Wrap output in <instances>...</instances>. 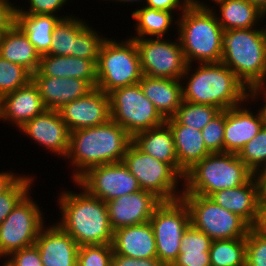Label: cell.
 <instances>
[{
    "label": "cell",
    "instance_id": "1",
    "mask_svg": "<svg viewBox=\"0 0 266 266\" xmlns=\"http://www.w3.org/2000/svg\"><path fill=\"white\" fill-rule=\"evenodd\" d=\"M80 192L63 190L57 205L60 207L61 221L56 224L68 233L79 245L113 243L114 231L109 223L106 202L90 195L74 181Z\"/></svg>",
    "mask_w": 266,
    "mask_h": 266
},
{
    "label": "cell",
    "instance_id": "2",
    "mask_svg": "<svg viewBox=\"0 0 266 266\" xmlns=\"http://www.w3.org/2000/svg\"><path fill=\"white\" fill-rule=\"evenodd\" d=\"M131 142L128 132L112 119L105 124L71 131L65 160L75 169L72 180L76 181L93 166L122 162Z\"/></svg>",
    "mask_w": 266,
    "mask_h": 266
},
{
    "label": "cell",
    "instance_id": "3",
    "mask_svg": "<svg viewBox=\"0 0 266 266\" xmlns=\"http://www.w3.org/2000/svg\"><path fill=\"white\" fill-rule=\"evenodd\" d=\"M188 64L181 77L183 100L227 110L247 103L248 89L235 73L221 62ZM187 79V80H186Z\"/></svg>",
    "mask_w": 266,
    "mask_h": 266
},
{
    "label": "cell",
    "instance_id": "4",
    "mask_svg": "<svg viewBox=\"0 0 266 266\" xmlns=\"http://www.w3.org/2000/svg\"><path fill=\"white\" fill-rule=\"evenodd\" d=\"M180 15L176 32L187 64L221 62L224 30L210 4L188 0Z\"/></svg>",
    "mask_w": 266,
    "mask_h": 266
},
{
    "label": "cell",
    "instance_id": "5",
    "mask_svg": "<svg viewBox=\"0 0 266 266\" xmlns=\"http://www.w3.org/2000/svg\"><path fill=\"white\" fill-rule=\"evenodd\" d=\"M223 32L221 63L230 68L247 89L266 84V25Z\"/></svg>",
    "mask_w": 266,
    "mask_h": 266
},
{
    "label": "cell",
    "instance_id": "6",
    "mask_svg": "<svg viewBox=\"0 0 266 266\" xmlns=\"http://www.w3.org/2000/svg\"><path fill=\"white\" fill-rule=\"evenodd\" d=\"M255 174L234 153H211L189 169L182 194L209 197L219 190L246 184Z\"/></svg>",
    "mask_w": 266,
    "mask_h": 266
},
{
    "label": "cell",
    "instance_id": "7",
    "mask_svg": "<svg viewBox=\"0 0 266 266\" xmlns=\"http://www.w3.org/2000/svg\"><path fill=\"white\" fill-rule=\"evenodd\" d=\"M96 66V87L106 93L138 84L143 76L138 48L130 38L119 42L107 37L100 48Z\"/></svg>",
    "mask_w": 266,
    "mask_h": 266
},
{
    "label": "cell",
    "instance_id": "8",
    "mask_svg": "<svg viewBox=\"0 0 266 266\" xmlns=\"http://www.w3.org/2000/svg\"><path fill=\"white\" fill-rule=\"evenodd\" d=\"M122 162L137 178L142 190L153 193L161 201L181 198L183 178L168 163L144 153L133 142L128 146ZM180 182L182 189L178 188Z\"/></svg>",
    "mask_w": 266,
    "mask_h": 266
},
{
    "label": "cell",
    "instance_id": "9",
    "mask_svg": "<svg viewBox=\"0 0 266 266\" xmlns=\"http://www.w3.org/2000/svg\"><path fill=\"white\" fill-rule=\"evenodd\" d=\"M108 95L111 119L125 129L131 137L166 121L144 95L139 83L119 87Z\"/></svg>",
    "mask_w": 266,
    "mask_h": 266
},
{
    "label": "cell",
    "instance_id": "10",
    "mask_svg": "<svg viewBox=\"0 0 266 266\" xmlns=\"http://www.w3.org/2000/svg\"><path fill=\"white\" fill-rule=\"evenodd\" d=\"M181 198L189 208L191 224L212 240L246 238L250 226L210 197L182 194Z\"/></svg>",
    "mask_w": 266,
    "mask_h": 266
},
{
    "label": "cell",
    "instance_id": "11",
    "mask_svg": "<svg viewBox=\"0 0 266 266\" xmlns=\"http://www.w3.org/2000/svg\"><path fill=\"white\" fill-rule=\"evenodd\" d=\"M149 222L155 235L157 259L164 266H171L179 254L182 236L191 224L189 208L182 198L162 201Z\"/></svg>",
    "mask_w": 266,
    "mask_h": 266
},
{
    "label": "cell",
    "instance_id": "12",
    "mask_svg": "<svg viewBox=\"0 0 266 266\" xmlns=\"http://www.w3.org/2000/svg\"><path fill=\"white\" fill-rule=\"evenodd\" d=\"M29 192L0 224V259L35 245L44 225V213Z\"/></svg>",
    "mask_w": 266,
    "mask_h": 266
},
{
    "label": "cell",
    "instance_id": "13",
    "mask_svg": "<svg viewBox=\"0 0 266 266\" xmlns=\"http://www.w3.org/2000/svg\"><path fill=\"white\" fill-rule=\"evenodd\" d=\"M138 48L143 75L159 78L181 79L187 62L180 40L156 38H130Z\"/></svg>",
    "mask_w": 266,
    "mask_h": 266
},
{
    "label": "cell",
    "instance_id": "14",
    "mask_svg": "<svg viewBox=\"0 0 266 266\" xmlns=\"http://www.w3.org/2000/svg\"><path fill=\"white\" fill-rule=\"evenodd\" d=\"M76 182L104 202L141 190L137 178L123 162L93 166Z\"/></svg>",
    "mask_w": 266,
    "mask_h": 266
},
{
    "label": "cell",
    "instance_id": "15",
    "mask_svg": "<svg viewBox=\"0 0 266 266\" xmlns=\"http://www.w3.org/2000/svg\"><path fill=\"white\" fill-rule=\"evenodd\" d=\"M69 131L105 124L110 117L108 93L97 87L58 110Z\"/></svg>",
    "mask_w": 266,
    "mask_h": 266
},
{
    "label": "cell",
    "instance_id": "16",
    "mask_svg": "<svg viewBox=\"0 0 266 266\" xmlns=\"http://www.w3.org/2000/svg\"><path fill=\"white\" fill-rule=\"evenodd\" d=\"M19 131L29 136L58 157L66 158L69 151L70 131L61 119L58 110L46 109L27 121Z\"/></svg>",
    "mask_w": 266,
    "mask_h": 266
},
{
    "label": "cell",
    "instance_id": "17",
    "mask_svg": "<svg viewBox=\"0 0 266 266\" xmlns=\"http://www.w3.org/2000/svg\"><path fill=\"white\" fill-rule=\"evenodd\" d=\"M161 202L153 193L142 189L106 202L111 228L115 231L149 222Z\"/></svg>",
    "mask_w": 266,
    "mask_h": 266
},
{
    "label": "cell",
    "instance_id": "18",
    "mask_svg": "<svg viewBox=\"0 0 266 266\" xmlns=\"http://www.w3.org/2000/svg\"><path fill=\"white\" fill-rule=\"evenodd\" d=\"M46 109L37 85L31 80L27 85L0 98V121H9L19 129Z\"/></svg>",
    "mask_w": 266,
    "mask_h": 266
},
{
    "label": "cell",
    "instance_id": "19",
    "mask_svg": "<svg viewBox=\"0 0 266 266\" xmlns=\"http://www.w3.org/2000/svg\"><path fill=\"white\" fill-rule=\"evenodd\" d=\"M52 224L40 230L35 242L43 266H76L79 245L57 224Z\"/></svg>",
    "mask_w": 266,
    "mask_h": 266
},
{
    "label": "cell",
    "instance_id": "20",
    "mask_svg": "<svg viewBox=\"0 0 266 266\" xmlns=\"http://www.w3.org/2000/svg\"><path fill=\"white\" fill-rule=\"evenodd\" d=\"M243 104L225 110L224 153L238 154L262 129L259 113Z\"/></svg>",
    "mask_w": 266,
    "mask_h": 266
},
{
    "label": "cell",
    "instance_id": "21",
    "mask_svg": "<svg viewBox=\"0 0 266 266\" xmlns=\"http://www.w3.org/2000/svg\"><path fill=\"white\" fill-rule=\"evenodd\" d=\"M47 109L59 110L63 105L85 96L94 87L78 78L32 76Z\"/></svg>",
    "mask_w": 266,
    "mask_h": 266
},
{
    "label": "cell",
    "instance_id": "22",
    "mask_svg": "<svg viewBox=\"0 0 266 266\" xmlns=\"http://www.w3.org/2000/svg\"><path fill=\"white\" fill-rule=\"evenodd\" d=\"M217 205L238 215L250 227L258 217L259 184L255 175L244 185L216 191L209 196Z\"/></svg>",
    "mask_w": 266,
    "mask_h": 266
},
{
    "label": "cell",
    "instance_id": "23",
    "mask_svg": "<svg viewBox=\"0 0 266 266\" xmlns=\"http://www.w3.org/2000/svg\"><path fill=\"white\" fill-rule=\"evenodd\" d=\"M113 252L135 259L157 258L155 235L150 222L114 231Z\"/></svg>",
    "mask_w": 266,
    "mask_h": 266
},
{
    "label": "cell",
    "instance_id": "24",
    "mask_svg": "<svg viewBox=\"0 0 266 266\" xmlns=\"http://www.w3.org/2000/svg\"><path fill=\"white\" fill-rule=\"evenodd\" d=\"M32 76L78 78L88 81L94 88L98 83L96 63L70 55H41L39 69Z\"/></svg>",
    "mask_w": 266,
    "mask_h": 266
},
{
    "label": "cell",
    "instance_id": "25",
    "mask_svg": "<svg viewBox=\"0 0 266 266\" xmlns=\"http://www.w3.org/2000/svg\"><path fill=\"white\" fill-rule=\"evenodd\" d=\"M181 79L159 78L143 75L139 81L144 95L154 104L166 120L172 118L183 102Z\"/></svg>",
    "mask_w": 266,
    "mask_h": 266
},
{
    "label": "cell",
    "instance_id": "26",
    "mask_svg": "<svg viewBox=\"0 0 266 266\" xmlns=\"http://www.w3.org/2000/svg\"><path fill=\"white\" fill-rule=\"evenodd\" d=\"M132 142L144 153L168 163L184 179L186 173L178 165L173 134L166 122L137 133Z\"/></svg>",
    "mask_w": 266,
    "mask_h": 266
},
{
    "label": "cell",
    "instance_id": "27",
    "mask_svg": "<svg viewBox=\"0 0 266 266\" xmlns=\"http://www.w3.org/2000/svg\"><path fill=\"white\" fill-rule=\"evenodd\" d=\"M165 122L173 134L178 165L185 173L211 154L205 146L201 130L180 125L173 118H168Z\"/></svg>",
    "mask_w": 266,
    "mask_h": 266
},
{
    "label": "cell",
    "instance_id": "28",
    "mask_svg": "<svg viewBox=\"0 0 266 266\" xmlns=\"http://www.w3.org/2000/svg\"><path fill=\"white\" fill-rule=\"evenodd\" d=\"M0 56L22 65L32 74L39 69L41 55L29 41L28 36L16 24L3 34Z\"/></svg>",
    "mask_w": 266,
    "mask_h": 266
},
{
    "label": "cell",
    "instance_id": "29",
    "mask_svg": "<svg viewBox=\"0 0 266 266\" xmlns=\"http://www.w3.org/2000/svg\"><path fill=\"white\" fill-rule=\"evenodd\" d=\"M219 13L212 9L224 31L230 29H250L260 26L266 15L248 0H219Z\"/></svg>",
    "mask_w": 266,
    "mask_h": 266
},
{
    "label": "cell",
    "instance_id": "30",
    "mask_svg": "<svg viewBox=\"0 0 266 266\" xmlns=\"http://www.w3.org/2000/svg\"><path fill=\"white\" fill-rule=\"evenodd\" d=\"M69 17L46 14H24L16 9V25L28 36L40 55L50 51L53 31L62 18Z\"/></svg>",
    "mask_w": 266,
    "mask_h": 266
},
{
    "label": "cell",
    "instance_id": "31",
    "mask_svg": "<svg viewBox=\"0 0 266 266\" xmlns=\"http://www.w3.org/2000/svg\"><path fill=\"white\" fill-rule=\"evenodd\" d=\"M131 17L136 22L134 27L137 25L135 27L136 32H134L137 36L134 34L129 38H164L169 31L168 29H172V25L177 26V19L173 20L172 12L159 11L146 6L134 10Z\"/></svg>",
    "mask_w": 266,
    "mask_h": 266
},
{
    "label": "cell",
    "instance_id": "32",
    "mask_svg": "<svg viewBox=\"0 0 266 266\" xmlns=\"http://www.w3.org/2000/svg\"><path fill=\"white\" fill-rule=\"evenodd\" d=\"M69 15L62 18L53 31V41L47 54L74 56L75 38L88 26L81 18Z\"/></svg>",
    "mask_w": 266,
    "mask_h": 266
},
{
    "label": "cell",
    "instance_id": "33",
    "mask_svg": "<svg viewBox=\"0 0 266 266\" xmlns=\"http://www.w3.org/2000/svg\"><path fill=\"white\" fill-rule=\"evenodd\" d=\"M209 256L211 266H246V238L213 240Z\"/></svg>",
    "mask_w": 266,
    "mask_h": 266
},
{
    "label": "cell",
    "instance_id": "34",
    "mask_svg": "<svg viewBox=\"0 0 266 266\" xmlns=\"http://www.w3.org/2000/svg\"><path fill=\"white\" fill-rule=\"evenodd\" d=\"M221 110L216 106L184 101L172 117L178 124L202 130Z\"/></svg>",
    "mask_w": 266,
    "mask_h": 266
},
{
    "label": "cell",
    "instance_id": "35",
    "mask_svg": "<svg viewBox=\"0 0 266 266\" xmlns=\"http://www.w3.org/2000/svg\"><path fill=\"white\" fill-rule=\"evenodd\" d=\"M32 80V73L22 65L13 63L0 56V98L16 89L27 85Z\"/></svg>",
    "mask_w": 266,
    "mask_h": 266
},
{
    "label": "cell",
    "instance_id": "36",
    "mask_svg": "<svg viewBox=\"0 0 266 266\" xmlns=\"http://www.w3.org/2000/svg\"><path fill=\"white\" fill-rule=\"evenodd\" d=\"M237 155L254 174L266 168V128L262 127Z\"/></svg>",
    "mask_w": 266,
    "mask_h": 266
},
{
    "label": "cell",
    "instance_id": "37",
    "mask_svg": "<svg viewBox=\"0 0 266 266\" xmlns=\"http://www.w3.org/2000/svg\"><path fill=\"white\" fill-rule=\"evenodd\" d=\"M33 178L35 177L23 174L5 192L0 194V224L31 191Z\"/></svg>",
    "mask_w": 266,
    "mask_h": 266
},
{
    "label": "cell",
    "instance_id": "38",
    "mask_svg": "<svg viewBox=\"0 0 266 266\" xmlns=\"http://www.w3.org/2000/svg\"><path fill=\"white\" fill-rule=\"evenodd\" d=\"M97 32L96 29L88 25L75 38L74 57L93 60L97 64L100 48L107 39Z\"/></svg>",
    "mask_w": 266,
    "mask_h": 266
},
{
    "label": "cell",
    "instance_id": "39",
    "mask_svg": "<svg viewBox=\"0 0 266 266\" xmlns=\"http://www.w3.org/2000/svg\"><path fill=\"white\" fill-rule=\"evenodd\" d=\"M112 255V245H82L78 249L76 266H111Z\"/></svg>",
    "mask_w": 266,
    "mask_h": 266
},
{
    "label": "cell",
    "instance_id": "40",
    "mask_svg": "<svg viewBox=\"0 0 266 266\" xmlns=\"http://www.w3.org/2000/svg\"><path fill=\"white\" fill-rule=\"evenodd\" d=\"M225 110H221L201 130L206 148L211 153H224Z\"/></svg>",
    "mask_w": 266,
    "mask_h": 266
},
{
    "label": "cell",
    "instance_id": "41",
    "mask_svg": "<svg viewBox=\"0 0 266 266\" xmlns=\"http://www.w3.org/2000/svg\"><path fill=\"white\" fill-rule=\"evenodd\" d=\"M246 266H266V235L250 227L246 236Z\"/></svg>",
    "mask_w": 266,
    "mask_h": 266
},
{
    "label": "cell",
    "instance_id": "42",
    "mask_svg": "<svg viewBox=\"0 0 266 266\" xmlns=\"http://www.w3.org/2000/svg\"><path fill=\"white\" fill-rule=\"evenodd\" d=\"M212 239L192 224L184 232L179 253H209Z\"/></svg>",
    "mask_w": 266,
    "mask_h": 266
},
{
    "label": "cell",
    "instance_id": "43",
    "mask_svg": "<svg viewBox=\"0 0 266 266\" xmlns=\"http://www.w3.org/2000/svg\"><path fill=\"white\" fill-rule=\"evenodd\" d=\"M3 266H43L36 245L16 250L4 258Z\"/></svg>",
    "mask_w": 266,
    "mask_h": 266
},
{
    "label": "cell",
    "instance_id": "44",
    "mask_svg": "<svg viewBox=\"0 0 266 266\" xmlns=\"http://www.w3.org/2000/svg\"><path fill=\"white\" fill-rule=\"evenodd\" d=\"M68 0H29V9L17 7V9L24 14H46L58 15L63 5H67Z\"/></svg>",
    "mask_w": 266,
    "mask_h": 266
},
{
    "label": "cell",
    "instance_id": "45",
    "mask_svg": "<svg viewBox=\"0 0 266 266\" xmlns=\"http://www.w3.org/2000/svg\"><path fill=\"white\" fill-rule=\"evenodd\" d=\"M18 5L0 0V31L3 33L10 30L16 23V9Z\"/></svg>",
    "mask_w": 266,
    "mask_h": 266
},
{
    "label": "cell",
    "instance_id": "46",
    "mask_svg": "<svg viewBox=\"0 0 266 266\" xmlns=\"http://www.w3.org/2000/svg\"><path fill=\"white\" fill-rule=\"evenodd\" d=\"M171 266H211L209 253H179Z\"/></svg>",
    "mask_w": 266,
    "mask_h": 266
},
{
    "label": "cell",
    "instance_id": "47",
    "mask_svg": "<svg viewBox=\"0 0 266 266\" xmlns=\"http://www.w3.org/2000/svg\"><path fill=\"white\" fill-rule=\"evenodd\" d=\"M111 266H164L157 258L135 259L113 252Z\"/></svg>",
    "mask_w": 266,
    "mask_h": 266
},
{
    "label": "cell",
    "instance_id": "48",
    "mask_svg": "<svg viewBox=\"0 0 266 266\" xmlns=\"http://www.w3.org/2000/svg\"><path fill=\"white\" fill-rule=\"evenodd\" d=\"M145 6L159 11H169L173 14L178 10L181 12L179 14H182L188 6V0H147Z\"/></svg>",
    "mask_w": 266,
    "mask_h": 266
},
{
    "label": "cell",
    "instance_id": "49",
    "mask_svg": "<svg viewBox=\"0 0 266 266\" xmlns=\"http://www.w3.org/2000/svg\"><path fill=\"white\" fill-rule=\"evenodd\" d=\"M260 94H262V96H260ZM260 97L265 102H264V105H262V107H259V109L257 111H258L260 118H261L262 127L266 128V85H265V83L255 85V86L248 89L247 101H249L251 99L253 102L254 101L256 102L258 99H260Z\"/></svg>",
    "mask_w": 266,
    "mask_h": 266
},
{
    "label": "cell",
    "instance_id": "50",
    "mask_svg": "<svg viewBox=\"0 0 266 266\" xmlns=\"http://www.w3.org/2000/svg\"><path fill=\"white\" fill-rule=\"evenodd\" d=\"M253 228L259 233L266 235V199L258 200V217Z\"/></svg>",
    "mask_w": 266,
    "mask_h": 266
},
{
    "label": "cell",
    "instance_id": "51",
    "mask_svg": "<svg viewBox=\"0 0 266 266\" xmlns=\"http://www.w3.org/2000/svg\"><path fill=\"white\" fill-rule=\"evenodd\" d=\"M15 172L2 171L0 172V194L5 192L19 177Z\"/></svg>",
    "mask_w": 266,
    "mask_h": 266
},
{
    "label": "cell",
    "instance_id": "52",
    "mask_svg": "<svg viewBox=\"0 0 266 266\" xmlns=\"http://www.w3.org/2000/svg\"><path fill=\"white\" fill-rule=\"evenodd\" d=\"M259 184V199H266V168L255 174Z\"/></svg>",
    "mask_w": 266,
    "mask_h": 266
},
{
    "label": "cell",
    "instance_id": "53",
    "mask_svg": "<svg viewBox=\"0 0 266 266\" xmlns=\"http://www.w3.org/2000/svg\"><path fill=\"white\" fill-rule=\"evenodd\" d=\"M266 15V0H248Z\"/></svg>",
    "mask_w": 266,
    "mask_h": 266
},
{
    "label": "cell",
    "instance_id": "54",
    "mask_svg": "<svg viewBox=\"0 0 266 266\" xmlns=\"http://www.w3.org/2000/svg\"><path fill=\"white\" fill-rule=\"evenodd\" d=\"M105 1H106V0H105ZM107 1H108V0H107ZM110 1H115L116 3H117V2H120V3H121V2H122V3H126V2H127V3H133V2L135 3V2H136V3H137V2H140V1H141V3L143 2V3H144L143 5H145L147 0H110Z\"/></svg>",
    "mask_w": 266,
    "mask_h": 266
},
{
    "label": "cell",
    "instance_id": "55",
    "mask_svg": "<svg viewBox=\"0 0 266 266\" xmlns=\"http://www.w3.org/2000/svg\"><path fill=\"white\" fill-rule=\"evenodd\" d=\"M3 34L4 33L2 31H0V44H1V39H2Z\"/></svg>",
    "mask_w": 266,
    "mask_h": 266
}]
</instances>
